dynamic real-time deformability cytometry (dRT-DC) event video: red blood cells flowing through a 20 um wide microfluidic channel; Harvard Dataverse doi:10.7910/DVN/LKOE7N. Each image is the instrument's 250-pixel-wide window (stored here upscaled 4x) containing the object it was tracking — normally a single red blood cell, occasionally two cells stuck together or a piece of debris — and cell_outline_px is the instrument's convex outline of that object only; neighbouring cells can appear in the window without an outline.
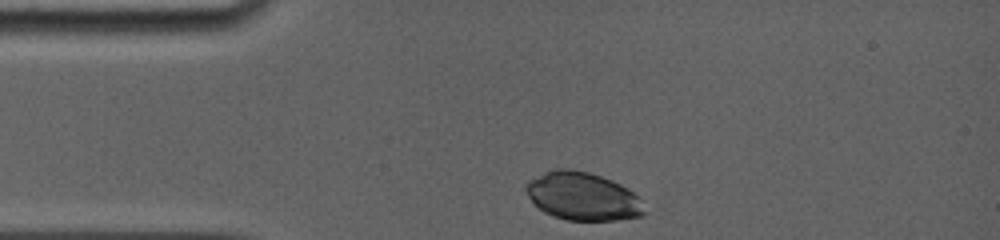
{"species": "common noctule bat (a hibernating species)", "species_latin": "Nyctalus noctula", "temperature_condition": "room temperature", "stored_images_in_passage": 49, "camera_frame_rate_fps": 5000, "um_per_image_px": 0.085, "animal": {"sex": "female", "body_mass_g": 19.0, "forearm_length_mm": 56.7}, "frame": {"image": 1, "passage_image": 1, "time_ms": 0.0, "image_size_px": [1000, 240], "cell_outline_px": [[644, 216], [616, 220], [568, 220], [552, 216], [544, 212], [528, 196], [524, 188], [524, 184], [528, 180], [552, 168], [568, 168], [588, 172], [612, 180], [628, 188], [636, 196], [644, 212]], "centroid_in_image_um": [49.47, 16.67], "position_along_channel_um": 35.5, "area_um2": 33.0}}